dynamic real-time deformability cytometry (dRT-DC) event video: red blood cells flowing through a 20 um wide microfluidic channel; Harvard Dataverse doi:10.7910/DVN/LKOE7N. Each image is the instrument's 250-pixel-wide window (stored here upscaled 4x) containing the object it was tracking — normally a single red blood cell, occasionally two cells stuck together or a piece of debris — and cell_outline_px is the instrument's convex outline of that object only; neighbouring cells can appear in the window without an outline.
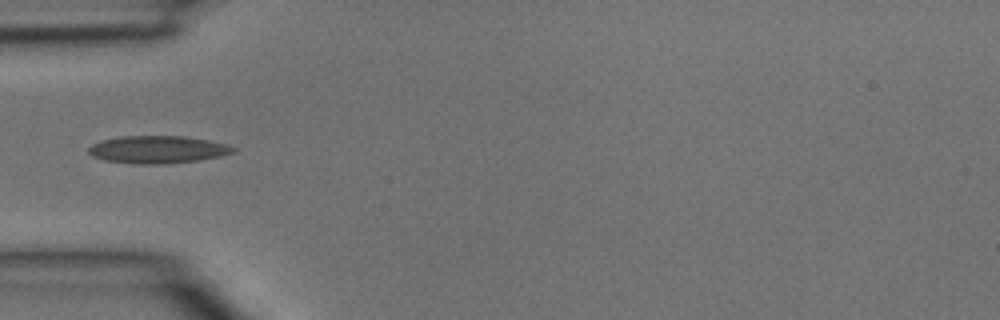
{"species": "common noctule bat (a hibernating species)", "species_latin": "Nyctalus noctula", "temperature_condition": "room temperature", "stored_images_in_passage": 2, "camera_frame_rate_fps": 3000, "um_per_image_px": 0.085, "animal": {"sex": "male", "body_mass_g": 15.6}, "frame": {"image": 1, "passage_image": 1, "time_ms": 0.0, "image_size_px": [1000, 320], "cell_outline_px": [[236, 152], [220, 156], [200, 160], [164, 164], [132, 164], [104, 160], [92, 156], [88, 152], [88, 148], [92, 144], [104, 140], [120, 136], [184, 136], [208, 140], [224, 144], [236, 148]], "centroid_in_image_um": [13.39, 12.72], "position_along_channel_um": 71.6, "area_um2": 23.24}}